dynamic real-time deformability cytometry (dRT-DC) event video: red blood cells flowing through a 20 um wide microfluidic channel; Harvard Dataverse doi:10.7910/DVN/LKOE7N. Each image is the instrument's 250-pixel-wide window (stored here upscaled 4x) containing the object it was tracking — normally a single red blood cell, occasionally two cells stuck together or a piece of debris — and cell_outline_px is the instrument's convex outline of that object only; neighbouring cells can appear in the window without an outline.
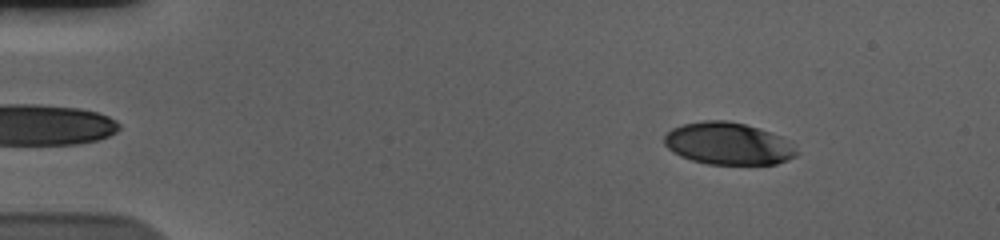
{"species": "human", "species_latin": "Homo sapiens", "temperature_condition": "cold", "stored_images_in_passage": 52, "camera_frame_rate_fps": 3000, "um_per_image_px": 0.085, "donor": {"sex": "male"}, "frame": {"image": 1, "passage_image": 3, "time_ms": 0.667, "image_size_px": [1000, 240], "cell_outline_px": [[800, 152], [796, 156], [788, 160], [776, 164], [708, 164], [692, 160], [680, 156], [672, 152], [664, 144], [664, 136], [672, 128], [684, 124], [704, 120], [728, 120], [760, 128], [780, 136]], "centroid_in_image_um": [61.88, 12.21], "position_along_channel_um": 23.1, "area_um2": 32.54}}
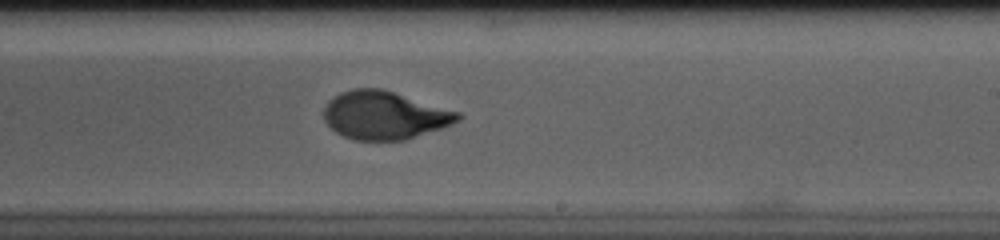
{"frame": {"image": 2, "passage_image": 30, "time_ms": 9.667, "image_size_px": [1000, 240], "cell_outline_px": [[464, 116], [460, 120], [452, 124], [404, 140], [352, 140], [336, 132], [324, 120], [324, 108], [328, 100], [340, 92], [352, 88], [380, 88], [460, 112]], "centroid_in_image_um": [32.67, 9.79], "position_along_channel_um": 256.3, "area_um2": 37.45}}
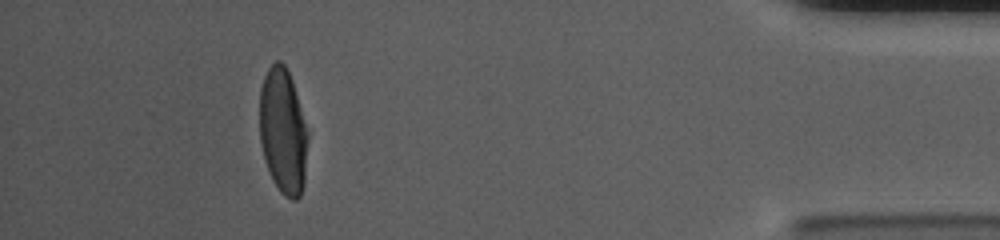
{"frame": {"image": 3, "passage_image": 47, "time_ms": 15.333, "image_size_px": [1000, 240], "cell_outline_px": [[308, 140], [304, 184], [300, 196], [296, 200], [292, 200], [284, 196], [280, 192], [272, 180], [264, 160], [260, 140], [260, 88], [264, 76], [268, 68], [276, 60], [280, 60], [284, 64], [292, 80], [308, 132]], "centroid_in_image_um": [24.05, 11.18], "position_along_channel_um": 411.1, "area_um2": 35.55}, "authors_computed_cell_mechanics": {"area_um2": 37.4255, "velocity_mm_per_s": 3.6706, "shape_relaxation_time_tau1_ms": 4.0772, "shape_relaxation_time_tau2_ms": 0.7349, "deformation_change_tau1": 0.1828, "deformation_change_tau2": 0.0549}}